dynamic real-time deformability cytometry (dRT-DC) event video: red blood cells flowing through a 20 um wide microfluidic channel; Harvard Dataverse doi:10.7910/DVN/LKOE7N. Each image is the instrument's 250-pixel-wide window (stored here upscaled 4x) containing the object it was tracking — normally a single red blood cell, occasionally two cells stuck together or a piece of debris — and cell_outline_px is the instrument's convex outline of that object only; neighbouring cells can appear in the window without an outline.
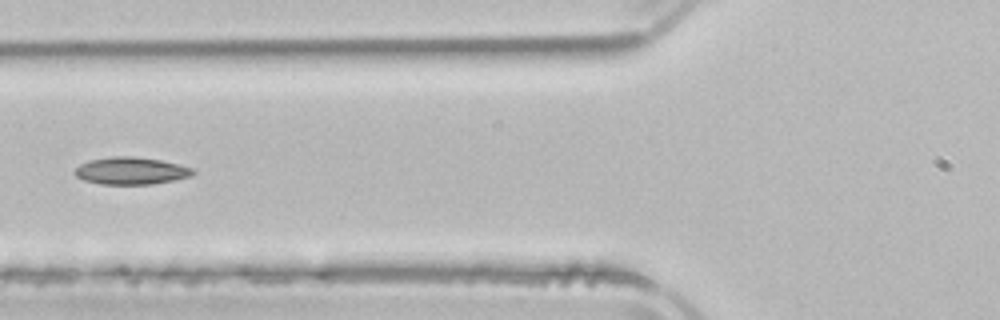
{"species": "common noctule bat (a hibernating species)", "species_latin": "Nyctalus noctula", "temperature_condition": "room temperature", "stored_images_in_passage": 3, "camera_frame_rate_fps": 3000, "um_per_image_px": 0.085, "animal": {"sex": "male", "body_mass_g": 21.5, "forearm_length_mm": 52.0}, "frame": {"image": 1, "passage_image": 3, "time_ms": 2.333, "image_size_px": [1000, 320], "cell_outline_px": [[196, 172], [188, 176], [172, 180], [152, 184], [100, 184], [84, 180], [76, 176], [72, 172], [80, 164], [92, 160], [112, 156], [132, 156], [160, 160], [192, 168]], "centroid_in_image_um": [11.09, 14.52], "position_along_channel_um": 114.7, "area_um2": 18.5}}